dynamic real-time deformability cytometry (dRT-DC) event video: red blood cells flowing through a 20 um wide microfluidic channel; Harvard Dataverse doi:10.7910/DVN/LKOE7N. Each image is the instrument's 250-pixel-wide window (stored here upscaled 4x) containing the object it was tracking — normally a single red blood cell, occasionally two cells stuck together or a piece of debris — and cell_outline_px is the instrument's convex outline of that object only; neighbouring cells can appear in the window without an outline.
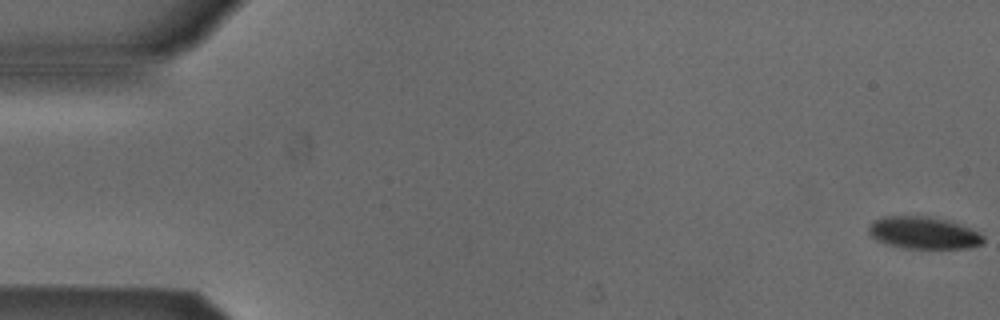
{"species": "Egyptian fruit bat (a non-hibernating species)", "species_latin": "Rousettus aegyptiacus", "temperature_condition": "cold", "stored_images_in_passage": 54, "camera_frame_rate_fps": 3000, "um_per_image_px": 0.085, "animal": {"sex": "male"}, "frame": {"image": 1, "passage_image": 1, "time_ms": 0.0, "image_size_px": [1000, 320], "cell_outline_px": [[984, 244], [968, 248], [904, 248], [884, 244], [876, 240], [868, 232], [868, 224], [872, 220], [884, 216], [928, 216], [948, 220], [968, 228], [984, 236]], "centroid_in_image_um": [78.45, 19.79], "position_along_channel_um": 6.6, "area_um2": 21.62}}
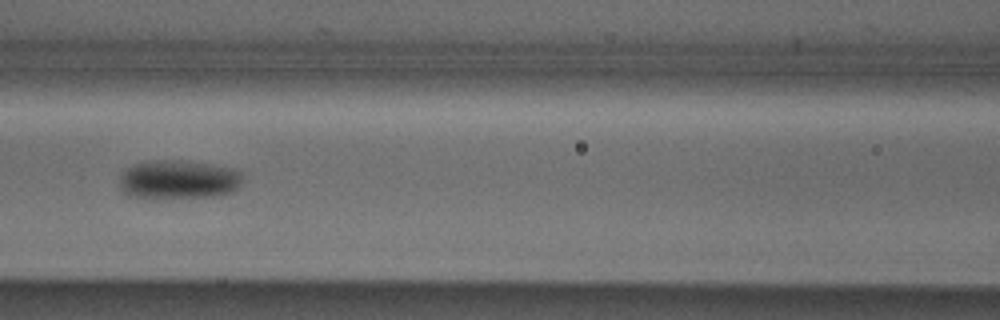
{"frame": {"image": 2, "passage_image": 24, "time_ms": 7.667, "image_size_px": [1000, 320], "cell_outline_px": [[244, 172], [240, 188], [224, 196], [152, 200], [128, 196], [120, 188], [120, 176], [132, 164], [156, 160], [176, 160], [232, 168]], "centroid_in_image_um": [15.19, 15.32], "position_along_channel_um": 151.4, "area_um2": 28.78}}
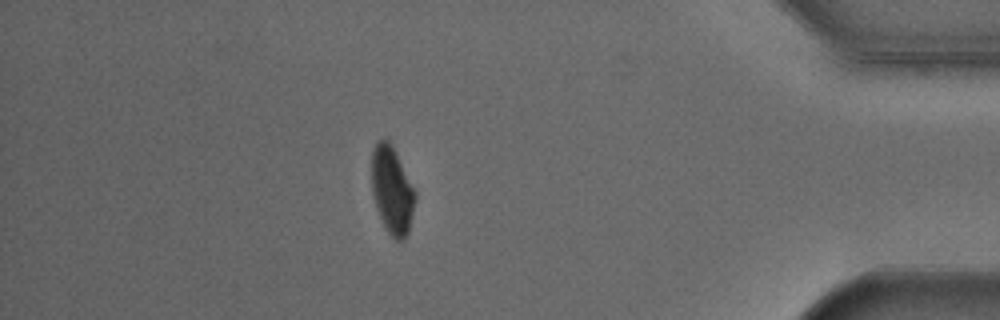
{"frame": {"image": 3, "passage_image": 47, "time_ms": 15.333, "image_size_px": [1000, 320], "cell_outline_px": [[416, 200], [408, 232], [400, 240], [396, 240], [384, 228], [376, 208], [372, 192], [372, 152], [376, 140], [388, 140], [416, 192]], "centroid_in_image_um": [33.31, 16.2], "position_along_channel_um": 401.9, "area_um2": 21.79}, "authors_computed_cell_mechanics": {"area_um2": 23.987, "velocity_mm_per_s": 3.848, "shape_relaxation_time_tau1_ms": 2.7203, "shape_relaxation_time_tau2_ms": null, "deformation_change_tau1": 0.0997, "deformation_change_tau2": null}}